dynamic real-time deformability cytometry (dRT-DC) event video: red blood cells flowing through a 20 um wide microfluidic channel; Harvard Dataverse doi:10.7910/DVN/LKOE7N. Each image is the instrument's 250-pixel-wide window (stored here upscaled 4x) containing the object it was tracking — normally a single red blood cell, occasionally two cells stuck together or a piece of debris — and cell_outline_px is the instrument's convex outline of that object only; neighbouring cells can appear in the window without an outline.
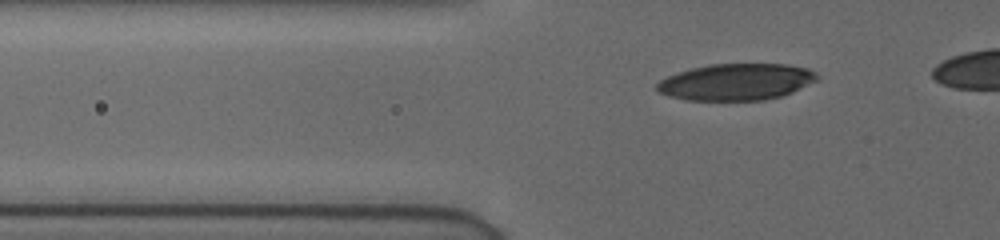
{"species": "human", "species_latin": "Homo sapiens", "temperature_condition": "cold", "stored_images_in_passage": 39, "camera_frame_rate_fps": 3000, "um_per_image_px": 0.085, "donor": {"sex": "female"}, "frame": {"image": 1, "passage_image": 9, "time_ms": 2.667, "image_size_px": [1000, 240], "cell_outline_px": [[816, 80], [792, 92], [780, 96], [764, 100], [684, 100], [668, 96], [656, 92], [656, 84], [660, 80], [676, 72], [708, 64], [788, 64], [808, 68], [816, 76]], "centroid_in_image_um": [62.5, 6.96], "position_along_channel_um": 63.3, "area_um2": 34.1}}
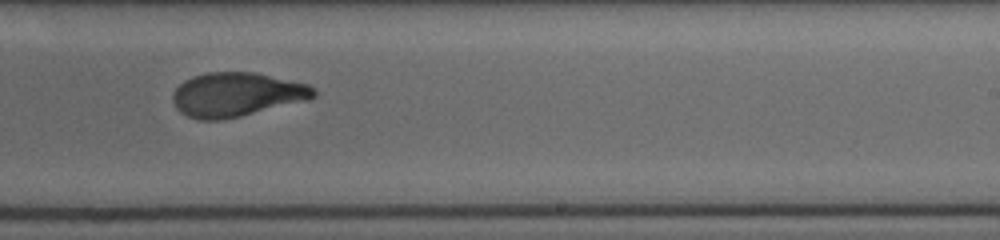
{"frame": {"image": 2, "passage_image": 26, "time_ms": 8.333, "image_size_px": [1000, 240], "cell_outline_px": [[316, 96], [308, 100], [240, 116], [220, 120], [200, 120], [188, 116], [180, 112], [176, 108], [172, 100], [172, 92], [184, 80], [192, 76], [208, 72], [252, 72], [308, 84], [316, 88]], "centroid_in_image_um": [20.09, 8.04], "position_along_channel_um": 268.9, "area_um2": 36.18}}
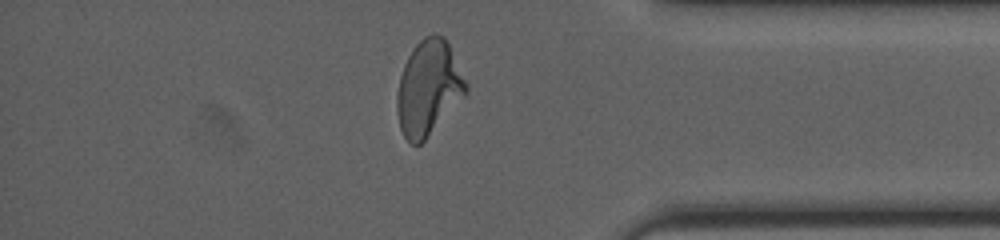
{"frame": {"image": 3, "passage_image": 37, "time_ms": 12.0, "image_size_px": [1000, 240], "cell_outline_px": [[468, 92], [424, 140], [420, 144], [412, 144], [404, 136], [400, 128], [396, 108], [396, 96], [400, 76], [404, 64], [408, 56], [416, 44], [424, 36], [432, 32], [436, 32], [444, 36], [468, 84]], "centroid_in_image_um": [36.41, 7.44], "position_along_channel_um": 398.8, "area_um2": 37.92}}